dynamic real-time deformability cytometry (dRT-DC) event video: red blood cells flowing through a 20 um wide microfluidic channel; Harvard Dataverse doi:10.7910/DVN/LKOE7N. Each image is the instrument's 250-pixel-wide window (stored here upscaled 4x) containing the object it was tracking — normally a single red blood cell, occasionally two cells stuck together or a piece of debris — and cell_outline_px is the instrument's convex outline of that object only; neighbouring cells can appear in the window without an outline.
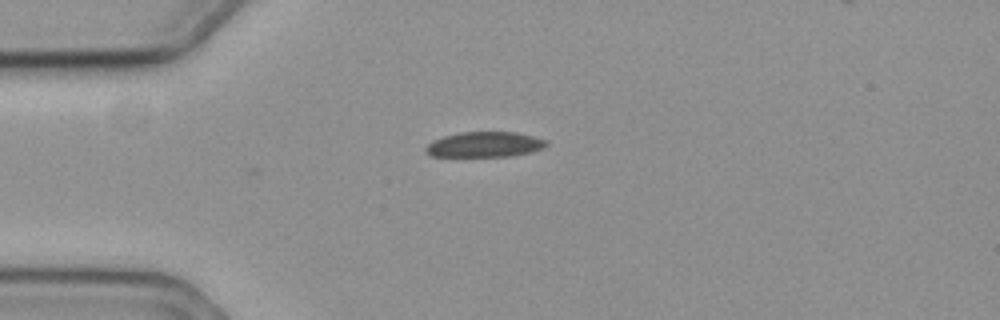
{"species": "common noctule bat (a hibernating species)", "species_latin": "Nyctalus noctula", "temperature_condition": "cold", "stored_images_in_passage": 28, "camera_frame_rate_fps": 3000, "um_per_image_px": 0.085, "animal": {"sex": "female", "body_mass_g": 19.3, "forearm_length_mm": 54.1}, "frame": {"image": 1, "passage_image": 1, "time_ms": 0.0, "image_size_px": [1000, 320], "cell_outline_px": [[548, 144], [544, 148], [532, 152], [512, 156], [428, 156], [424, 152], [424, 148], [432, 140], [444, 136], [460, 132], [516, 132], [548, 140]], "centroid_in_image_um": [41.19, 12.28], "position_along_channel_um": 43.8, "area_um2": 17.98}}
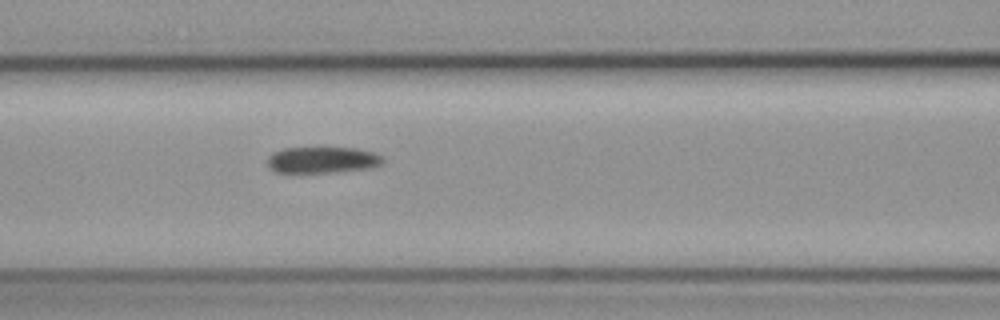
{"frame": {"image": 2, "passage_image": 11, "time_ms": 3.333, "image_size_px": [1000, 320], "cell_outline_px": [[384, 164], [372, 168], [336, 172], [276, 172], [268, 168], [268, 156], [272, 152], [284, 148], [356, 148], [376, 152], [384, 156]], "centroid_in_image_um": [27.47, 13.59], "position_along_channel_um": 139.1, "area_um2": 17.98}}
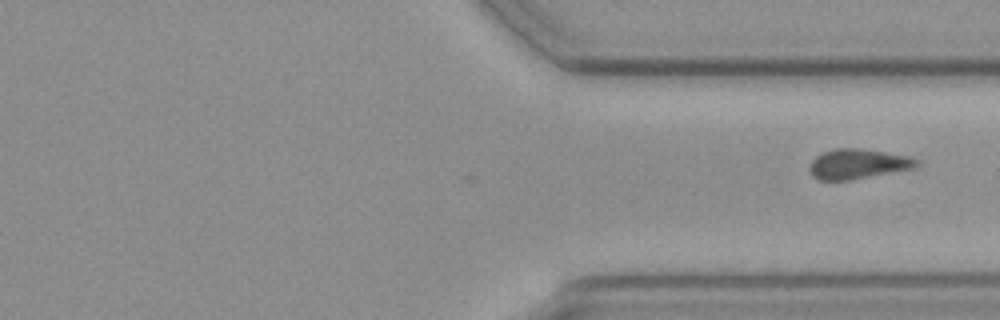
{"frame": {"image": 3, "passage_image": 28, "time_ms": 9.0, "image_size_px": [1000, 320], "cell_outline_px": [[920, 164], [916, 168], [848, 180], [820, 180], [812, 176], [808, 168], [812, 160], [816, 156], [824, 152], [836, 148], [856, 148], [884, 152], [908, 156], [920, 160]], "centroid_in_image_um": [72.93, 13.94], "position_along_channel_um": 338.5, "area_um2": 18.61}}